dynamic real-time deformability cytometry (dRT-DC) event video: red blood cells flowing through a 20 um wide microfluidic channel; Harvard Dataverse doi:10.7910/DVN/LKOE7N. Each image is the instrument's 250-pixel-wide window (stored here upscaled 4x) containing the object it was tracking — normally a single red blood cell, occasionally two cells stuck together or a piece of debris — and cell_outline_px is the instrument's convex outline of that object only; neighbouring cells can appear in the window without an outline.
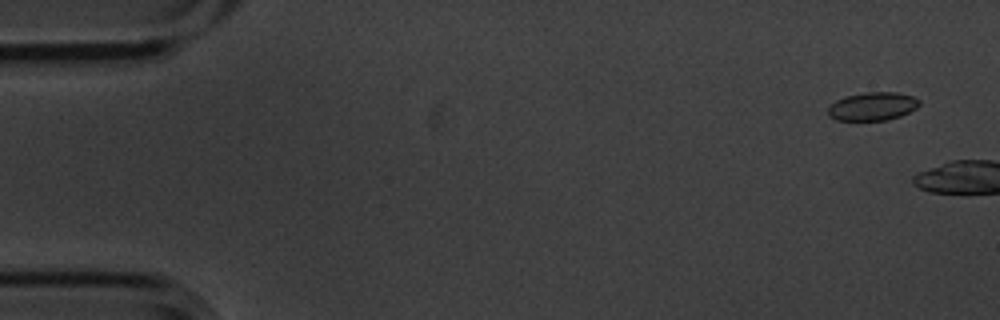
{"species": "common noctule bat (a hibernating species)", "species_latin": "Nyctalus noctula", "temperature_condition": "cold", "stored_images_in_passage": 3, "camera_frame_rate_fps": 3000, "um_per_image_px": 0.085, "animal": {"sex": "male", "body_mass_g": 20.1, "forearm_length_mm": 53.5}, "frame": {"image": 1, "passage_image": 1, "time_ms": 0.0, "image_size_px": [1000, 320], "cell_outline_px": [[920, 104], [916, 108], [900, 116], [888, 120], [836, 120], [828, 116], [828, 108], [836, 100], [844, 96], [864, 92], [896, 92], [912, 96], [920, 100]], "centroid_in_image_um": [74.16, 9.03], "position_along_channel_um": 10.8, "area_um2": 15.09}}